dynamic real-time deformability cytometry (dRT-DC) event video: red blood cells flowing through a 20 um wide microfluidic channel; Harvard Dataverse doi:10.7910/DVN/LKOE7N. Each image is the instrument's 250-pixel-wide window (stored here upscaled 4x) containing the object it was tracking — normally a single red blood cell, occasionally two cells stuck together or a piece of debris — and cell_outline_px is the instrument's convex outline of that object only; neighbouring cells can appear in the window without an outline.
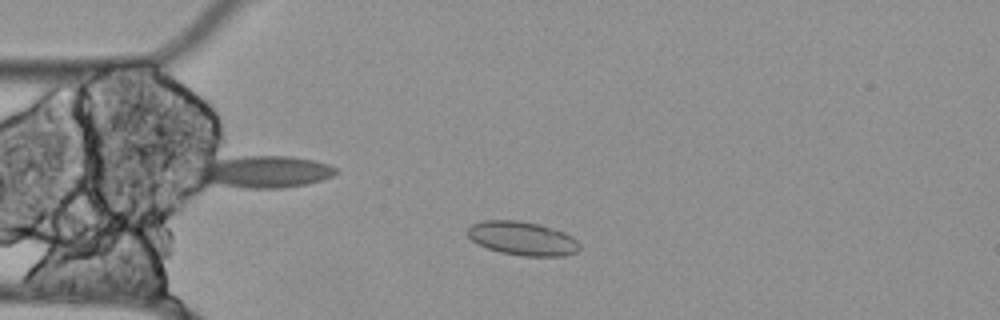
{"species": "Egyptian fruit bat (a non-hibernating species)", "species_latin": "Rousettus aegyptiacus", "temperature_condition": "cold", "stored_images_in_passage": 13, "camera_frame_rate_fps": 3000, "um_per_image_px": 0.085, "animal": {"sex": "female"}, "frame": {"image": 1, "passage_image": 7, "time_ms": 2.0, "image_size_px": [1000, 320], "cell_outline_px": [[580, 248], [576, 252], [564, 256], [524, 256], [500, 252], [488, 248], [472, 240], [468, 236], [468, 228], [472, 224], [484, 220], [516, 220], [540, 224], [564, 232], [572, 236], [580, 244]], "centroid_in_image_um": [44.43, 20.26], "position_along_channel_um": 40.6, "area_um2": 21.96}}
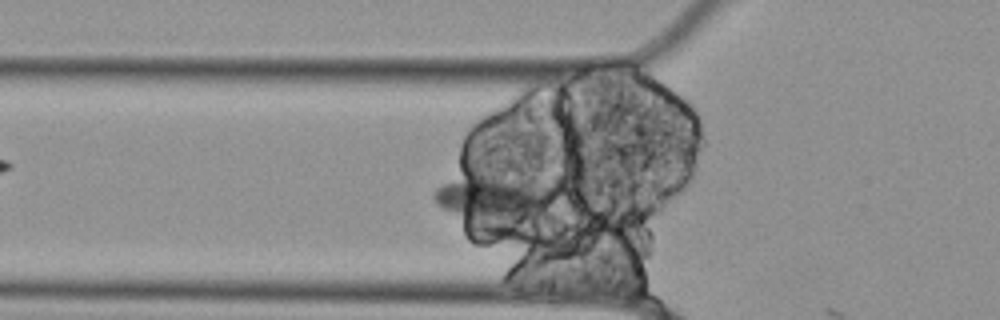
{"frame": {"image": 2, "passage_image": 12, "time_ms": 3.667, "image_size_px": [1000, 320], "cell_outline_px": [[556, 192], [548, 204], [520, 228], [496, 236], [440, 208], [432, 200], [432, 192], [436, 188], [452, 180], [480, 168], [552, 188]], "centroid_in_image_um": [41.88, 17.02], "position_along_channel_um": 83.9, "area_um2": 36.93}}